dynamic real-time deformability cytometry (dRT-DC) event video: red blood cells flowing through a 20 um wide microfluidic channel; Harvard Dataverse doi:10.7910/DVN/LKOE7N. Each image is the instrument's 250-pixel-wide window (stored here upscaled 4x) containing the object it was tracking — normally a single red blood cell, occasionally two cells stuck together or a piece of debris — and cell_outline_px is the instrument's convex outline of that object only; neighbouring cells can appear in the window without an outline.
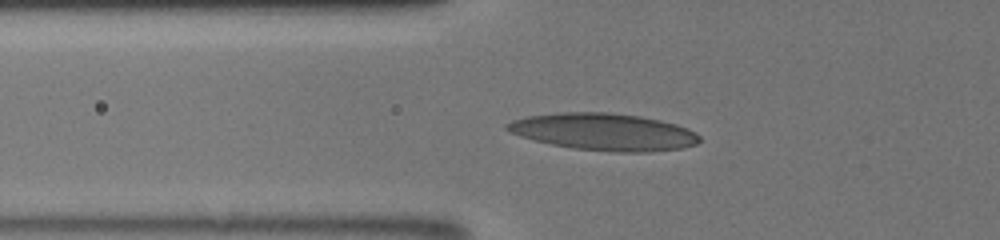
{"species": "human", "species_latin": "Homo sapiens", "temperature_condition": "room temperature", "stored_images_in_passage": 26, "camera_frame_rate_fps": 3000, "um_per_image_px": 0.085, "donor": {"sex": "male"}, "frame": {"image": 1, "passage_image": 2, "time_ms": 0.333, "image_size_px": [1000, 240], "cell_outline_px": [[700, 140], [696, 144], [684, 148], [648, 152], [616, 152], [572, 148], [552, 144], [520, 136], [508, 132], [504, 128], [504, 124], [512, 120], [528, 116], [560, 112], [608, 112], [640, 116], [660, 120], [676, 124], [688, 128], [696, 132], [700, 136]], "centroid_in_image_um": [51.33, 11.2], "position_along_channel_um": 74.5, "area_um2": 41.73}}
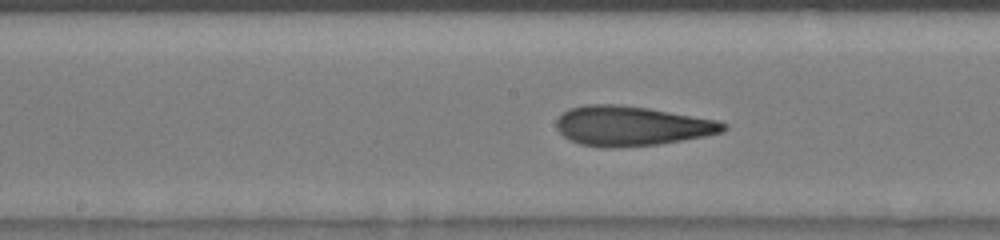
{"frame": {"image": 2, "passage_image": 12, "time_ms": 3.333, "image_size_px": [1000, 240], "cell_outline_px": [[728, 128], [724, 132], [704, 136], [660, 144], [616, 148], [600, 148], [580, 144], [568, 140], [556, 128], [556, 120], [568, 108], [584, 104], [620, 104], [648, 108], [716, 120], [728, 124]], "centroid_in_image_um": [53.65, 10.71], "position_along_channel_um": 194.5, "area_um2": 38.96}}
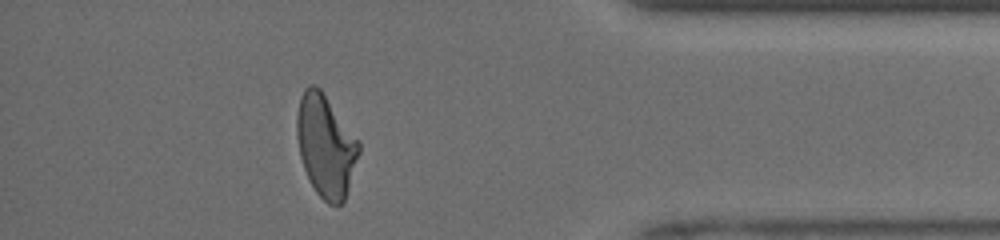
{"frame": {"image": 3, "passage_image": 22, "time_ms": 9.0, "image_size_px": [1000, 240], "cell_outline_px": [[360, 152], [344, 200], [340, 204], [328, 204], [316, 192], [304, 168], [300, 156], [296, 136], [296, 116], [300, 96], [304, 88], [308, 84], [316, 84], [320, 88], [360, 140]], "centroid_in_image_um": [27.68, 12.33], "position_along_channel_um": 407.5, "area_um2": 37.05}, "authors_computed_cell_mechanics": {"area_um2": 37.4544, "velocity_mm_per_s": 4.1653, "shape_relaxation_time_tau1_ms": 7.7382, "shape_relaxation_time_tau2_ms": 1.4831, "deformation_change_tau1": 0.2566, "deformation_change_tau2": 0.1088}}